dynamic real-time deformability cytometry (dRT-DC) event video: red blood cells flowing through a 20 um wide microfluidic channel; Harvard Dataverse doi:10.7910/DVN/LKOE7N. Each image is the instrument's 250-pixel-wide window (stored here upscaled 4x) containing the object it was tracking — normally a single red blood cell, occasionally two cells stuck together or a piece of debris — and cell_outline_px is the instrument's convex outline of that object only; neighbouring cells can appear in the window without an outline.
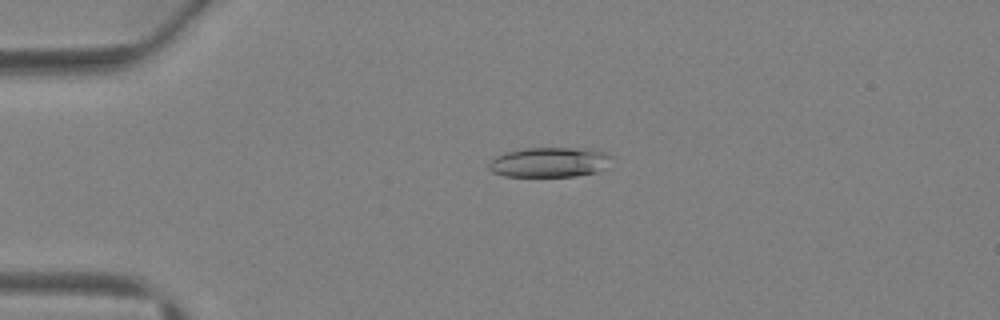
{"species": "Egyptian fruit bat (a non-hibernating species)", "species_latin": "Rousettus aegyptiacus", "temperature_condition": "warm", "stored_images_in_passage": 4, "camera_frame_rate_fps": 3000, "um_per_image_px": 0.085, "animal": {"sex": "female"}, "frame": {"image": 1, "passage_image": 3, "time_ms": 2.333, "image_size_px": [1000, 320], "cell_outline_px": [[612, 156], [608, 168], [596, 172], [576, 176], [504, 176], [492, 172], [488, 168], [488, 164], [496, 156], [504, 152], [524, 148], [592, 148], [604, 152]], "centroid_in_image_um": [46.74, 13.78], "position_along_channel_um": 38.3, "area_um2": 21.68}}